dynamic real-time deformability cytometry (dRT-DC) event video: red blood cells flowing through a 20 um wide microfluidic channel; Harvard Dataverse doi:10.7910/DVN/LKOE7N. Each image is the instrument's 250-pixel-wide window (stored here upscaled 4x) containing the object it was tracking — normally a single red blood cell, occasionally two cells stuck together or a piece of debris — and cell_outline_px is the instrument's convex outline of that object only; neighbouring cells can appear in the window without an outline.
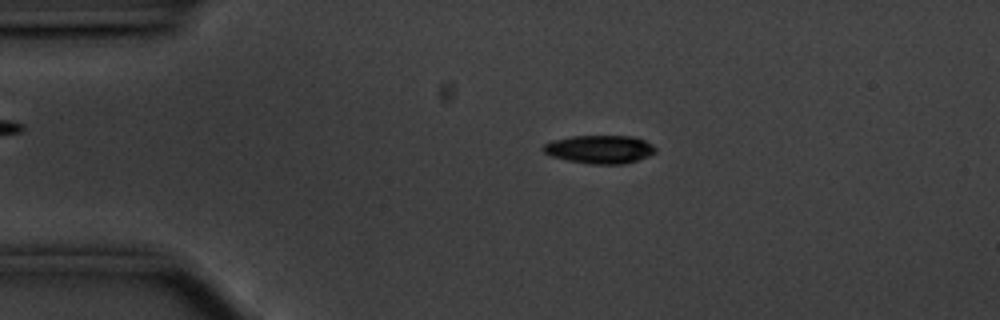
{"species": "common noctule bat (a hibernating species)", "species_latin": "Nyctalus noctula", "temperature_condition": "cold", "stored_images_in_passage": 54, "camera_frame_rate_fps": 3000, "um_per_image_px": 0.085, "animal": {"sex": "male", "body_mass_g": 20.1, "forearm_length_mm": 53.5}, "frame": {"image": 1, "passage_image": 9, "time_ms": 2.667, "image_size_px": [1000, 320], "cell_outline_px": [[656, 152], [648, 156], [624, 164], [592, 164], [568, 160], [552, 156], [544, 152], [540, 148], [544, 144], [552, 140], [572, 136], [632, 136], [644, 140], [652, 144], [656, 148]], "centroid_in_image_um": [50.97, 12.68], "position_along_channel_um": 34.0, "area_um2": 18.44}}
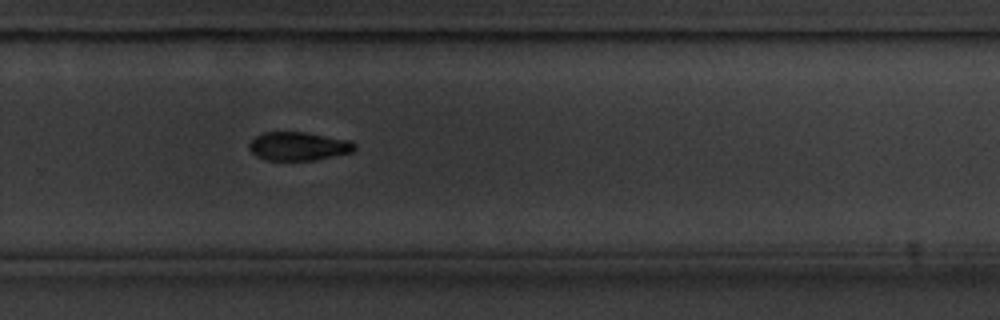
{"frame": {"image": 2, "passage_image": 35, "time_ms": 11.333, "image_size_px": [1000, 320], "cell_outline_px": [[356, 148], [352, 152], [312, 160], [264, 160], [256, 156], [248, 148], [248, 144], [260, 132], [304, 132], [352, 140], [356, 144]], "centroid_in_image_um": [25.36, 12.42], "position_along_channel_um": 304.4, "area_um2": 17.63}}
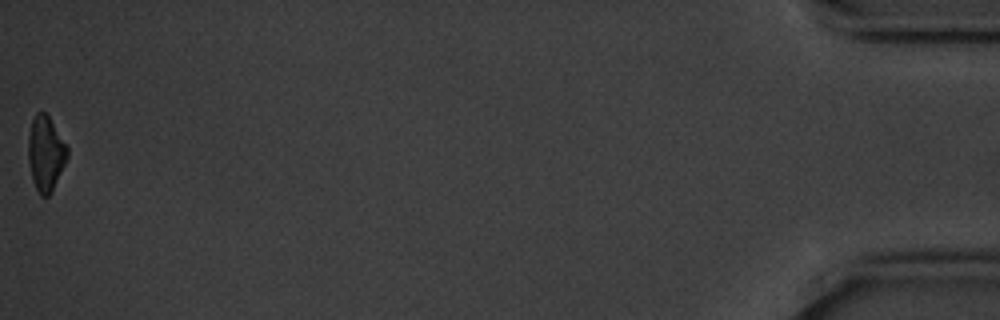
{"frame": {"image": 3, "passage_image": 54, "time_ms": 17.667, "image_size_px": [1000, 320], "cell_outline_px": [[68, 156], [52, 192], [48, 196], [40, 196], [32, 180], [28, 160], [28, 136], [32, 120], [36, 112], [44, 112], [48, 116], [68, 148]], "centroid_in_image_um": [3.87, 13.07], "position_along_channel_um": 431.3, "area_um2": 16.94}, "authors_computed_cell_mechanics": {"area_um2": 18.2937, "velocity_mm_per_s": 3.5527, "shape_relaxation_time_tau1_ms": 2.3779, "shape_relaxation_time_tau2_ms": null, "deformation_change_tau1": 0.1199, "deformation_change_tau2": null}}